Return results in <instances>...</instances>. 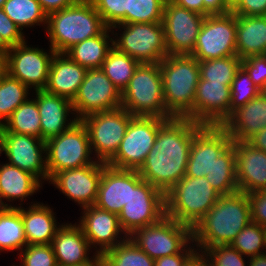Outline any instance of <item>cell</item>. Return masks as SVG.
<instances>
[{
    "label": "cell",
    "instance_id": "52",
    "mask_svg": "<svg viewBox=\"0 0 266 266\" xmlns=\"http://www.w3.org/2000/svg\"><path fill=\"white\" fill-rule=\"evenodd\" d=\"M204 3V16L215 14H226L231 12L226 4L225 0H203Z\"/></svg>",
    "mask_w": 266,
    "mask_h": 266
},
{
    "label": "cell",
    "instance_id": "1",
    "mask_svg": "<svg viewBox=\"0 0 266 266\" xmlns=\"http://www.w3.org/2000/svg\"><path fill=\"white\" fill-rule=\"evenodd\" d=\"M203 126L185 117L167 119L137 170L140 177L167 193L185 176L193 137Z\"/></svg>",
    "mask_w": 266,
    "mask_h": 266
},
{
    "label": "cell",
    "instance_id": "55",
    "mask_svg": "<svg viewBox=\"0 0 266 266\" xmlns=\"http://www.w3.org/2000/svg\"><path fill=\"white\" fill-rule=\"evenodd\" d=\"M183 266H208V263L203 254L195 252Z\"/></svg>",
    "mask_w": 266,
    "mask_h": 266
},
{
    "label": "cell",
    "instance_id": "45",
    "mask_svg": "<svg viewBox=\"0 0 266 266\" xmlns=\"http://www.w3.org/2000/svg\"><path fill=\"white\" fill-rule=\"evenodd\" d=\"M21 252L22 266H58L51 244L26 245Z\"/></svg>",
    "mask_w": 266,
    "mask_h": 266
},
{
    "label": "cell",
    "instance_id": "46",
    "mask_svg": "<svg viewBox=\"0 0 266 266\" xmlns=\"http://www.w3.org/2000/svg\"><path fill=\"white\" fill-rule=\"evenodd\" d=\"M241 66L246 70L256 87L262 90L266 84V54L242 59Z\"/></svg>",
    "mask_w": 266,
    "mask_h": 266
},
{
    "label": "cell",
    "instance_id": "18",
    "mask_svg": "<svg viewBox=\"0 0 266 266\" xmlns=\"http://www.w3.org/2000/svg\"><path fill=\"white\" fill-rule=\"evenodd\" d=\"M231 144L232 138L222 126L204 125L193 137L185 176H206Z\"/></svg>",
    "mask_w": 266,
    "mask_h": 266
},
{
    "label": "cell",
    "instance_id": "33",
    "mask_svg": "<svg viewBox=\"0 0 266 266\" xmlns=\"http://www.w3.org/2000/svg\"><path fill=\"white\" fill-rule=\"evenodd\" d=\"M0 127V132L31 135L41 139L40 114L34 99L18 106Z\"/></svg>",
    "mask_w": 266,
    "mask_h": 266
},
{
    "label": "cell",
    "instance_id": "11",
    "mask_svg": "<svg viewBox=\"0 0 266 266\" xmlns=\"http://www.w3.org/2000/svg\"><path fill=\"white\" fill-rule=\"evenodd\" d=\"M118 25V26H117ZM123 34L113 41V46L140 63H160L167 55L162 22L116 24Z\"/></svg>",
    "mask_w": 266,
    "mask_h": 266
},
{
    "label": "cell",
    "instance_id": "37",
    "mask_svg": "<svg viewBox=\"0 0 266 266\" xmlns=\"http://www.w3.org/2000/svg\"><path fill=\"white\" fill-rule=\"evenodd\" d=\"M115 247L106 250L102 255L106 266H155L150 258L129 237Z\"/></svg>",
    "mask_w": 266,
    "mask_h": 266
},
{
    "label": "cell",
    "instance_id": "62",
    "mask_svg": "<svg viewBox=\"0 0 266 266\" xmlns=\"http://www.w3.org/2000/svg\"><path fill=\"white\" fill-rule=\"evenodd\" d=\"M262 94H264L266 96V84L265 87L261 90Z\"/></svg>",
    "mask_w": 266,
    "mask_h": 266
},
{
    "label": "cell",
    "instance_id": "44",
    "mask_svg": "<svg viewBox=\"0 0 266 266\" xmlns=\"http://www.w3.org/2000/svg\"><path fill=\"white\" fill-rule=\"evenodd\" d=\"M205 250V251H204ZM201 249V254L204 252L208 266H245V260L242 254L234 249L230 244L217 245L213 247ZM211 259L209 261L208 259Z\"/></svg>",
    "mask_w": 266,
    "mask_h": 266
},
{
    "label": "cell",
    "instance_id": "61",
    "mask_svg": "<svg viewBox=\"0 0 266 266\" xmlns=\"http://www.w3.org/2000/svg\"><path fill=\"white\" fill-rule=\"evenodd\" d=\"M5 2H6V0H0V8H2L4 6Z\"/></svg>",
    "mask_w": 266,
    "mask_h": 266
},
{
    "label": "cell",
    "instance_id": "15",
    "mask_svg": "<svg viewBox=\"0 0 266 266\" xmlns=\"http://www.w3.org/2000/svg\"><path fill=\"white\" fill-rule=\"evenodd\" d=\"M77 119L93 113L121 108V92L101 68L88 69L84 81L71 101Z\"/></svg>",
    "mask_w": 266,
    "mask_h": 266
},
{
    "label": "cell",
    "instance_id": "50",
    "mask_svg": "<svg viewBox=\"0 0 266 266\" xmlns=\"http://www.w3.org/2000/svg\"><path fill=\"white\" fill-rule=\"evenodd\" d=\"M194 248H187L185 252L177 253L171 256H165L155 259V266H183L186 261L195 253Z\"/></svg>",
    "mask_w": 266,
    "mask_h": 266
},
{
    "label": "cell",
    "instance_id": "54",
    "mask_svg": "<svg viewBox=\"0 0 266 266\" xmlns=\"http://www.w3.org/2000/svg\"><path fill=\"white\" fill-rule=\"evenodd\" d=\"M246 142L252 147L266 152V127L252 135Z\"/></svg>",
    "mask_w": 266,
    "mask_h": 266
},
{
    "label": "cell",
    "instance_id": "17",
    "mask_svg": "<svg viewBox=\"0 0 266 266\" xmlns=\"http://www.w3.org/2000/svg\"><path fill=\"white\" fill-rule=\"evenodd\" d=\"M229 85L199 79L193 108L184 116L202 125L222 126L230 117Z\"/></svg>",
    "mask_w": 266,
    "mask_h": 266
},
{
    "label": "cell",
    "instance_id": "42",
    "mask_svg": "<svg viewBox=\"0 0 266 266\" xmlns=\"http://www.w3.org/2000/svg\"><path fill=\"white\" fill-rule=\"evenodd\" d=\"M230 90V115L235 109L245 105L261 92L242 66L237 70L233 83L230 86Z\"/></svg>",
    "mask_w": 266,
    "mask_h": 266
},
{
    "label": "cell",
    "instance_id": "7",
    "mask_svg": "<svg viewBox=\"0 0 266 266\" xmlns=\"http://www.w3.org/2000/svg\"><path fill=\"white\" fill-rule=\"evenodd\" d=\"M166 216L165 193L130 170V197L118 214L125 235L155 224Z\"/></svg>",
    "mask_w": 266,
    "mask_h": 266
},
{
    "label": "cell",
    "instance_id": "34",
    "mask_svg": "<svg viewBox=\"0 0 266 266\" xmlns=\"http://www.w3.org/2000/svg\"><path fill=\"white\" fill-rule=\"evenodd\" d=\"M27 245L24 225L21 218V206L0 207V251L21 249Z\"/></svg>",
    "mask_w": 266,
    "mask_h": 266
},
{
    "label": "cell",
    "instance_id": "25",
    "mask_svg": "<svg viewBox=\"0 0 266 266\" xmlns=\"http://www.w3.org/2000/svg\"><path fill=\"white\" fill-rule=\"evenodd\" d=\"M87 69L71 60L65 53H55L45 91L73 100L84 81Z\"/></svg>",
    "mask_w": 266,
    "mask_h": 266
},
{
    "label": "cell",
    "instance_id": "41",
    "mask_svg": "<svg viewBox=\"0 0 266 266\" xmlns=\"http://www.w3.org/2000/svg\"><path fill=\"white\" fill-rule=\"evenodd\" d=\"M166 0H130L127 24L163 21Z\"/></svg>",
    "mask_w": 266,
    "mask_h": 266
},
{
    "label": "cell",
    "instance_id": "58",
    "mask_svg": "<svg viewBox=\"0 0 266 266\" xmlns=\"http://www.w3.org/2000/svg\"><path fill=\"white\" fill-rule=\"evenodd\" d=\"M6 73V55L0 52V78Z\"/></svg>",
    "mask_w": 266,
    "mask_h": 266
},
{
    "label": "cell",
    "instance_id": "9",
    "mask_svg": "<svg viewBox=\"0 0 266 266\" xmlns=\"http://www.w3.org/2000/svg\"><path fill=\"white\" fill-rule=\"evenodd\" d=\"M166 120L157 116H133L116 154L106 164L116 169L138 170Z\"/></svg>",
    "mask_w": 266,
    "mask_h": 266
},
{
    "label": "cell",
    "instance_id": "14",
    "mask_svg": "<svg viewBox=\"0 0 266 266\" xmlns=\"http://www.w3.org/2000/svg\"><path fill=\"white\" fill-rule=\"evenodd\" d=\"M205 16L166 0L163 13L168 55H191Z\"/></svg>",
    "mask_w": 266,
    "mask_h": 266
},
{
    "label": "cell",
    "instance_id": "63",
    "mask_svg": "<svg viewBox=\"0 0 266 266\" xmlns=\"http://www.w3.org/2000/svg\"><path fill=\"white\" fill-rule=\"evenodd\" d=\"M264 231H265V238H266V226L264 227Z\"/></svg>",
    "mask_w": 266,
    "mask_h": 266
},
{
    "label": "cell",
    "instance_id": "16",
    "mask_svg": "<svg viewBox=\"0 0 266 266\" xmlns=\"http://www.w3.org/2000/svg\"><path fill=\"white\" fill-rule=\"evenodd\" d=\"M26 41L12 46L6 56V72L21 83L35 90L46 87L52 58L56 53L50 49V55L39 48L28 47ZM32 86V87H30Z\"/></svg>",
    "mask_w": 266,
    "mask_h": 266
},
{
    "label": "cell",
    "instance_id": "29",
    "mask_svg": "<svg viewBox=\"0 0 266 266\" xmlns=\"http://www.w3.org/2000/svg\"><path fill=\"white\" fill-rule=\"evenodd\" d=\"M40 181L33 174L8 163L0 167V207L14 208L4 204L2 199L21 201L34 194L41 186Z\"/></svg>",
    "mask_w": 266,
    "mask_h": 266
},
{
    "label": "cell",
    "instance_id": "5",
    "mask_svg": "<svg viewBox=\"0 0 266 266\" xmlns=\"http://www.w3.org/2000/svg\"><path fill=\"white\" fill-rule=\"evenodd\" d=\"M220 196L205 176H184L165 193L166 215L193 229Z\"/></svg>",
    "mask_w": 266,
    "mask_h": 266
},
{
    "label": "cell",
    "instance_id": "28",
    "mask_svg": "<svg viewBox=\"0 0 266 266\" xmlns=\"http://www.w3.org/2000/svg\"><path fill=\"white\" fill-rule=\"evenodd\" d=\"M236 51L241 60L266 54V15H237Z\"/></svg>",
    "mask_w": 266,
    "mask_h": 266
},
{
    "label": "cell",
    "instance_id": "53",
    "mask_svg": "<svg viewBox=\"0 0 266 266\" xmlns=\"http://www.w3.org/2000/svg\"><path fill=\"white\" fill-rule=\"evenodd\" d=\"M176 5L204 16L203 0H171Z\"/></svg>",
    "mask_w": 266,
    "mask_h": 266
},
{
    "label": "cell",
    "instance_id": "6",
    "mask_svg": "<svg viewBox=\"0 0 266 266\" xmlns=\"http://www.w3.org/2000/svg\"><path fill=\"white\" fill-rule=\"evenodd\" d=\"M121 107L133 116H157L170 119L163 96L159 63H141L121 93Z\"/></svg>",
    "mask_w": 266,
    "mask_h": 266
},
{
    "label": "cell",
    "instance_id": "35",
    "mask_svg": "<svg viewBox=\"0 0 266 266\" xmlns=\"http://www.w3.org/2000/svg\"><path fill=\"white\" fill-rule=\"evenodd\" d=\"M140 64L139 61L113 46L107 53L101 69L122 93Z\"/></svg>",
    "mask_w": 266,
    "mask_h": 266
},
{
    "label": "cell",
    "instance_id": "31",
    "mask_svg": "<svg viewBox=\"0 0 266 266\" xmlns=\"http://www.w3.org/2000/svg\"><path fill=\"white\" fill-rule=\"evenodd\" d=\"M111 28L107 27L100 35L88 38L71 48L65 54L80 66L88 69L101 68L107 53L113 47V39H109V31ZM112 43L109 46V41Z\"/></svg>",
    "mask_w": 266,
    "mask_h": 266
},
{
    "label": "cell",
    "instance_id": "10",
    "mask_svg": "<svg viewBox=\"0 0 266 266\" xmlns=\"http://www.w3.org/2000/svg\"><path fill=\"white\" fill-rule=\"evenodd\" d=\"M129 238L154 260L182 253L189 241L193 243L192 228L167 215L155 224L135 230Z\"/></svg>",
    "mask_w": 266,
    "mask_h": 266
},
{
    "label": "cell",
    "instance_id": "19",
    "mask_svg": "<svg viewBox=\"0 0 266 266\" xmlns=\"http://www.w3.org/2000/svg\"><path fill=\"white\" fill-rule=\"evenodd\" d=\"M2 152L7 156L8 164L48 181L46 158H42L46 152L44 140L31 135L0 132V154Z\"/></svg>",
    "mask_w": 266,
    "mask_h": 266
},
{
    "label": "cell",
    "instance_id": "59",
    "mask_svg": "<svg viewBox=\"0 0 266 266\" xmlns=\"http://www.w3.org/2000/svg\"><path fill=\"white\" fill-rule=\"evenodd\" d=\"M10 48L11 47L0 36V52L7 56V53L9 52Z\"/></svg>",
    "mask_w": 266,
    "mask_h": 266
},
{
    "label": "cell",
    "instance_id": "20",
    "mask_svg": "<svg viewBox=\"0 0 266 266\" xmlns=\"http://www.w3.org/2000/svg\"><path fill=\"white\" fill-rule=\"evenodd\" d=\"M107 164L96 161L80 168L67 169L56 173L52 182L70 199L83 207L95 205L103 168Z\"/></svg>",
    "mask_w": 266,
    "mask_h": 266
},
{
    "label": "cell",
    "instance_id": "43",
    "mask_svg": "<svg viewBox=\"0 0 266 266\" xmlns=\"http://www.w3.org/2000/svg\"><path fill=\"white\" fill-rule=\"evenodd\" d=\"M130 0H91L104 24L112 28L116 24H127Z\"/></svg>",
    "mask_w": 266,
    "mask_h": 266
},
{
    "label": "cell",
    "instance_id": "60",
    "mask_svg": "<svg viewBox=\"0 0 266 266\" xmlns=\"http://www.w3.org/2000/svg\"><path fill=\"white\" fill-rule=\"evenodd\" d=\"M241 2V0H225L227 8L232 12Z\"/></svg>",
    "mask_w": 266,
    "mask_h": 266
},
{
    "label": "cell",
    "instance_id": "4",
    "mask_svg": "<svg viewBox=\"0 0 266 266\" xmlns=\"http://www.w3.org/2000/svg\"><path fill=\"white\" fill-rule=\"evenodd\" d=\"M166 110L184 117L192 108L200 79L199 63L191 55H167L160 63Z\"/></svg>",
    "mask_w": 266,
    "mask_h": 266
},
{
    "label": "cell",
    "instance_id": "3",
    "mask_svg": "<svg viewBox=\"0 0 266 266\" xmlns=\"http://www.w3.org/2000/svg\"><path fill=\"white\" fill-rule=\"evenodd\" d=\"M106 28L91 0H77L47 17L50 48L56 53H65L72 46L100 35Z\"/></svg>",
    "mask_w": 266,
    "mask_h": 266
},
{
    "label": "cell",
    "instance_id": "47",
    "mask_svg": "<svg viewBox=\"0 0 266 266\" xmlns=\"http://www.w3.org/2000/svg\"><path fill=\"white\" fill-rule=\"evenodd\" d=\"M23 32L0 8V36L10 46L25 42Z\"/></svg>",
    "mask_w": 266,
    "mask_h": 266
},
{
    "label": "cell",
    "instance_id": "24",
    "mask_svg": "<svg viewBox=\"0 0 266 266\" xmlns=\"http://www.w3.org/2000/svg\"><path fill=\"white\" fill-rule=\"evenodd\" d=\"M222 127L232 140L247 141L266 127V96L260 92L245 105L235 109Z\"/></svg>",
    "mask_w": 266,
    "mask_h": 266
},
{
    "label": "cell",
    "instance_id": "8",
    "mask_svg": "<svg viewBox=\"0 0 266 266\" xmlns=\"http://www.w3.org/2000/svg\"><path fill=\"white\" fill-rule=\"evenodd\" d=\"M88 132L78 120L71 128L46 141V167L48 180L67 169L94 164L91 160Z\"/></svg>",
    "mask_w": 266,
    "mask_h": 266
},
{
    "label": "cell",
    "instance_id": "2",
    "mask_svg": "<svg viewBox=\"0 0 266 266\" xmlns=\"http://www.w3.org/2000/svg\"><path fill=\"white\" fill-rule=\"evenodd\" d=\"M251 221L248 194L222 195L192 229L193 242L203 249L230 244Z\"/></svg>",
    "mask_w": 266,
    "mask_h": 266
},
{
    "label": "cell",
    "instance_id": "38",
    "mask_svg": "<svg viewBox=\"0 0 266 266\" xmlns=\"http://www.w3.org/2000/svg\"><path fill=\"white\" fill-rule=\"evenodd\" d=\"M238 56L198 61L200 78L208 82L223 83L231 86L237 70L241 66Z\"/></svg>",
    "mask_w": 266,
    "mask_h": 266
},
{
    "label": "cell",
    "instance_id": "40",
    "mask_svg": "<svg viewBox=\"0 0 266 266\" xmlns=\"http://www.w3.org/2000/svg\"><path fill=\"white\" fill-rule=\"evenodd\" d=\"M230 245L247 257L256 256L261 252V248L266 249V238L264 227L255 222H250L233 239Z\"/></svg>",
    "mask_w": 266,
    "mask_h": 266
},
{
    "label": "cell",
    "instance_id": "49",
    "mask_svg": "<svg viewBox=\"0 0 266 266\" xmlns=\"http://www.w3.org/2000/svg\"><path fill=\"white\" fill-rule=\"evenodd\" d=\"M232 12L239 16H265L266 0H241Z\"/></svg>",
    "mask_w": 266,
    "mask_h": 266
},
{
    "label": "cell",
    "instance_id": "27",
    "mask_svg": "<svg viewBox=\"0 0 266 266\" xmlns=\"http://www.w3.org/2000/svg\"><path fill=\"white\" fill-rule=\"evenodd\" d=\"M58 266H79L88 263L89 242L82 229L72 225H62L51 242Z\"/></svg>",
    "mask_w": 266,
    "mask_h": 266
},
{
    "label": "cell",
    "instance_id": "51",
    "mask_svg": "<svg viewBox=\"0 0 266 266\" xmlns=\"http://www.w3.org/2000/svg\"><path fill=\"white\" fill-rule=\"evenodd\" d=\"M42 9L47 14L59 11L73 5L77 0H38Z\"/></svg>",
    "mask_w": 266,
    "mask_h": 266
},
{
    "label": "cell",
    "instance_id": "26",
    "mask_svg": "<svg viewBox=\"0 0 266 266\" xmlns=\"http://www.w3.org/2000/svg\"><path fill=\"white\" fill-rule=\"evenodd\" d=\"M130 197V170L103 168L95 206L119 214Z\"/></svg>",
    "mask_w": 266,
    "mask_h": 266
},
{
    "label": "cell",
    "instance_id": "30",
    "mask_svg": "<svg viewBox=\"0 0 266 266\" xmlns=\"http://www.w3.org/2000/svg\"><path fill=\"white\" fill-rule=\"evenodd\" d=\"M21 218L27 245L51 244L59 228L50 207L37 203L28 210L21 208Z\"/></svg>",
    "mask_w": 266,
    "mask_h": 266
},
{
    "label": "cell",
    "instance_id": "56",
    "mask_svg": "<svg viewBox=\"0 0 266 266\" xmlns=\"http://www.w3.org/2000/svg\"><path fill=\"white\" fill-rule=\"evenodd\" d=\"M249 266H266V251L250 258Z\"/></svg>",
    "mask_w": 266,
    "mask_h": 266
},
{
    "label": "cell",
    "instance_id": "48",
    "mask_svg": "<svg viewBox=\"0 0 266 266\" xmlns=\"http://www.w3.org/2000/svg\"><path fill=\"white\" fill-rule=\"evenodd\" d=\"M251 220L262 227L266 226V190L248 193Z\"/></svg>",
    "mask_w": 266,
    "mask_h": 266
},
{
    "label": "cell",
    "instance_id": "22",
    "mask_svg": "<svg viewBox=\"0 0 266 266\" xmlns=\"http://www.w3.org/2000/svg\"><path fill=\"white\" fill-rule=\"evenodd\" d=\"M84 216L81 217L79 227L87 238L89 245L98 244L97 254H103L106 250L122 243L118 241L119 232H123L117 214L102 210L95 205L83 207Z\"/></svg>",
    "mask_w": 266,
    "mask_h": 266
},
{
    "label": "cell",
    "instance_id": "13",
    "mask_svg": "<svg viewBox=\"0 0 266 266\" xmlns=\"http://www.w3.org/2000/svg\"><path fill=\"white\" fill-rule=\"evenodd\" d=\"M236 29L233 12L205 16L191 56L198 61L237 56Z\"/></svg>",
    "mask_w": 266,
    "mask_h": 266
},
{
    "label": "cell",
    "instance_id": "36",
    "mask_svg": "<svg viewBox=\"0 0 266 266\" xmlns=\"http://www.w3.org/2000/svg\"><path fill=\"white\" fill-rule=\"evenodd\" d=\"M6 15L20 28L47 24V14L38 0H6L2 7Z\"/></svg>",
    "mask_w": 266,
    "mask_h": 266
},
{
    "label": "cell",
    "instance_id": "57",
    "mask_svg": "<svg viewBox=\"0 0 266 266\" xmlns=\"http://www.w3.org/2000/svg\"><path fill=\"white\" fill-rule=\"evenodd\" d=\"M94 255V258H92V260H90L88 263L84 264V265H79V266H106L104 257L102 254H97Z\"/></svg>",
    "mask_w": 266,
    "mask_h": 266
},
{
    "label": "cell",
    "instance_id": "21",
    "mask_svg": "<svg viewBox=\"0 0 266 266\" xmlns=\"http://www.w3.org/2000/svg\"><path fill=\"white\" fill-rule=\"evenodd\" d=\"M238 190L246 194L266 190V152L246 141L232 140Z\"/></svg>",
    "mask_w": 266,
    "mask_h": 266
},
{
    "label": "cell",
    "instance_id": "23",
    "mask_svg": "<svg viewBox=\"0 0 266 266\" xmlns=\"http://www.w3.org/2000/svg\"><path fill=\"white\" fill-rule=\"evenodd\" d=\"M36 99L41 124V139L45 142L55 136L60 135L71 128L77 121V118L70 120L66 125L69 111H74L71 100L51 94L44 89L35 90Z\"/></svg>",
    "mask_w": 266,
    "mask_h": 266
},
{
    "label": "cell",
    "instance_id": "12",
    "mask_svg": "<svg viewBox=\"0 0 266 266\" xmlns=\"http://www.w3.org/2000/svg\"><path fill=\"white\" fill-rule=\"evenodd\" d=\"M133 115L126 109L93 113L80 121L88 132L91 150L99 162L107 163L117 152Z\"/></svg>",
    "mask_w": 266,
    "mask_h": 266
},
{
    "label": "cell",
    "instance_id": "39",
    "mask_svg": "<svg viewBox=\"0 0 266 266\" xmlns=\"http://www.w3.org/2000/svg\"><path fill=\"white\" fill-rule=\"evenodd\" d=\"M28 88L7 72L0 78V127L3 125L2 119L6 123L12 112L28 100Z\"/></svg>",
    "mask_w": 266,
    "mask_h": 266
},
{
    "label": "cell",
    "instance_id": "32",
    "mask_svg": "<svg viewBox=\"0 0 266 266\" xmlns=\"http://www.w3.org/2000/svg\"><path fill=\"white\" fill-rule=\"evenodd\" d=\"M205 178L221 196L239 191L236 180L235 150L233 144L218 156L213 169Z\"/></svg>",
    "mask_w": 266,
    "mask_h": 266
}]
</instances>
